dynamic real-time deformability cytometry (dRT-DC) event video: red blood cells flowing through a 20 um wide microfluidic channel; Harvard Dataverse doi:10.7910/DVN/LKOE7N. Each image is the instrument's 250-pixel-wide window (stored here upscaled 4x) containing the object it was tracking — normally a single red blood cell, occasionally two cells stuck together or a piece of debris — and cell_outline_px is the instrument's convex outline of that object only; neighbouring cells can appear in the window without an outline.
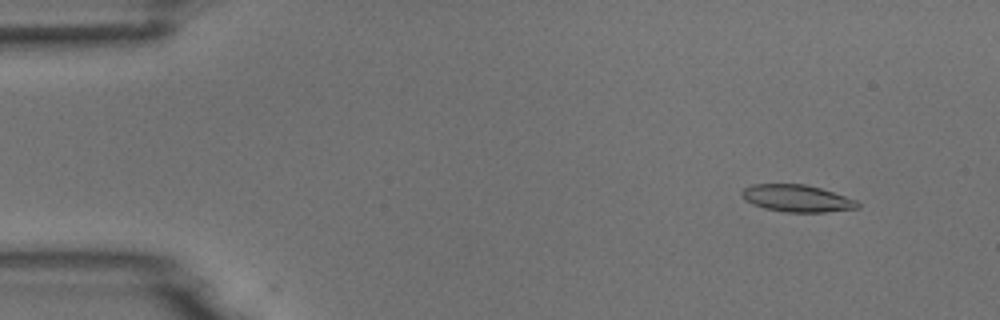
{"species": "common noctule bat (a hibernating species)", "species_latin": "Nyctalus noctula", "temperature_condition": "room temperature", "stored_images_in_passage": 4, "camera_frame_rate_fps": 3000, "um_per_image_px": 0.085, "animal": {"sex": "male", "body_mass_g": 18.8}, "frame": {"image": 1, "passage_image": 2, "time_ms": 1.0, "image_size_px": [1000, 320], "cell_outline_px": [[860, 208], [824, 212], [784, 212], [764, 208], [752, 204], [744, 200], [740, 192], [744, 188], [752, 184], [804, 184], [820, 188], [856, 200], [860, 204]], "centroid_in_image_um": [67.71, 16.86], "position_along_channel_um": 17.3, "area_um2": 18.26}}
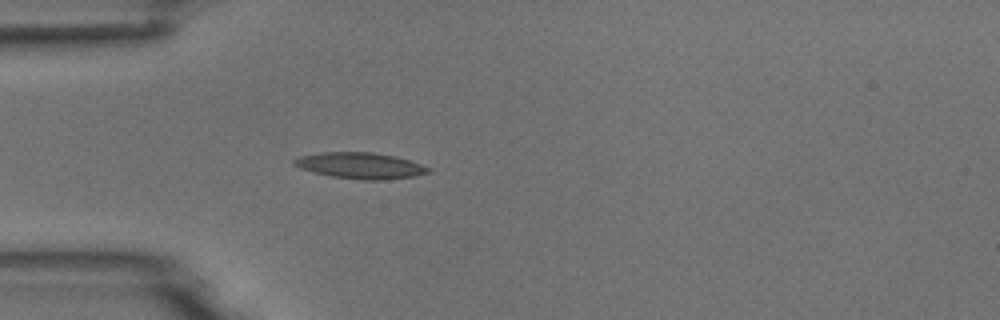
{"frame": {"image": 2, "passage_image": 4, "time_ms": 4.333, "image_size_px": [1000, 320], "cell_outline_px": [[432, 172], [416, 176], [380, 180], [360, 180], [332, 176], [300, 168], [292, 164], [292, 160], [300, 156], [320, 152], [372, 152], [392, 156], [408, 160], [432, 168]], "centroid_in_image_um": [30.64, 14.08], "position_along_channel_um": 54.4, "area_um2": 20.35}}